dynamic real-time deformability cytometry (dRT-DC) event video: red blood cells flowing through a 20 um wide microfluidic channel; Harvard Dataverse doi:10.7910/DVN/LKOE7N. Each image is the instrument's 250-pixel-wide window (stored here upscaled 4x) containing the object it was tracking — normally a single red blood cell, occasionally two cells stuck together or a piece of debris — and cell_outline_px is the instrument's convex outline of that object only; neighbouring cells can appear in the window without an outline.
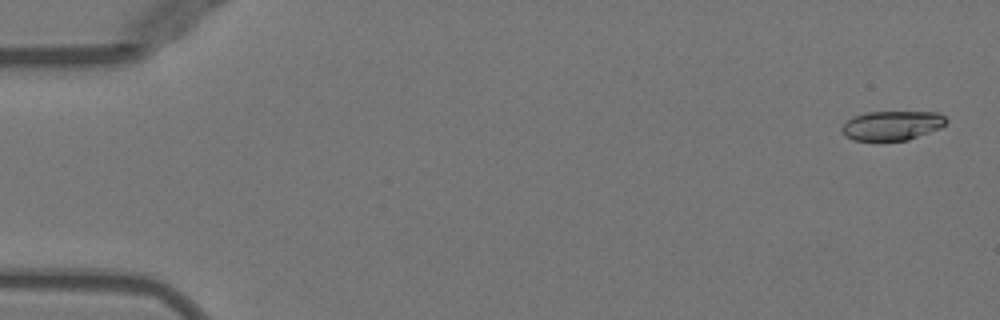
{"species": "Egyptian fruit bat (a non-hibernating species)", "species_latin": "Rousettus aegyptiacus", "temperature_condition": "warm", "stored_images_in_passage": 17, "camera_frame_rate_fps": 3000, "um_per_image_px": 0.085, "animal": {"sex": "female"}, "frame": {"image": 1, "passage_image": 2, "time_ms": 0.333, "image_size_px": [1000, 320], "cell_outline_px": [[948, 120], [940, 128], [908, 140], [852, 140], [844, 136], [840, 132], [840, 128], [852, 116], [864, 112], [940, 112]], "centroid_in_image_um": [75.78, 10.66], "position_along_channel_um": 9.2, "area_um2": 17.98}}
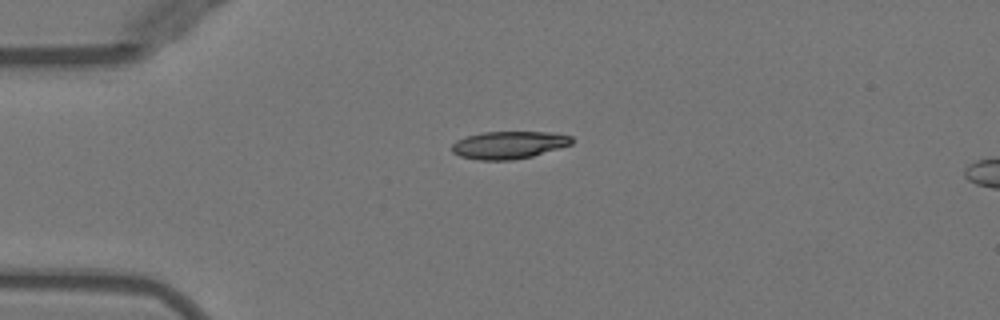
{"frame": {"image": 2, "passage_image": 13, "time_ms": 4.0, "image_size_px": [1000, 320], "cell_outline_px": [[572, 144], [560, 148], [532, 156], [512, 160], [476, 160], [460, 156], [452, 152], [452, 144], [456, 140], [468, 136], [484, 132], [548, 132], [572, 136]], "centroid_in_image_um": [43.24, 12.33], "position_along_channel_um": 41.8, "area_um2": 19.19}}